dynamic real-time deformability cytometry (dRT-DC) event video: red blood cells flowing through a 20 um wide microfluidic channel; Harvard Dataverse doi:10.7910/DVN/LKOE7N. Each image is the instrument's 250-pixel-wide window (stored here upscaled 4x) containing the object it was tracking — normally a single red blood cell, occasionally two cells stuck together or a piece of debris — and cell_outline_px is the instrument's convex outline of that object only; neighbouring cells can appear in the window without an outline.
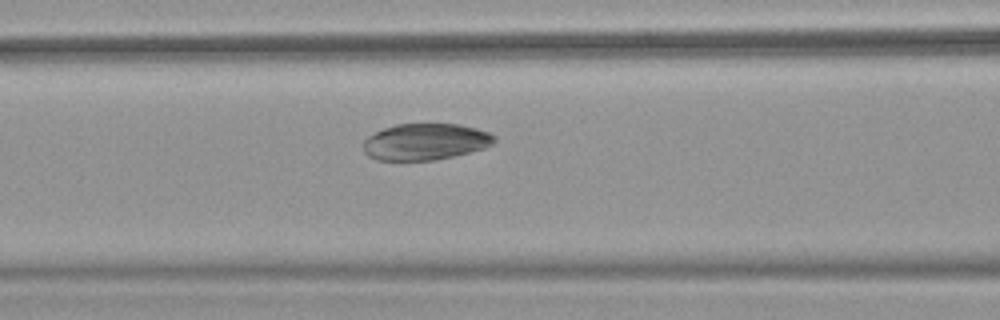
{"species": "common noctule bat (a hibernating species)", "species_latin": "Nyctalus noctula", "temperature_condition": "warm", "stored_images_in_passage": 34, "camera_frame_rate_fps": 3000, "um_per_image_px": 0.085, "animal": {"sex": "female", "body_mass_g": 18.4}, "frame": {"image": 1, "passage_image": 10, "time_ms": 3.0, "image_size_px": [1000, 320], "cell_outline_px": [[496, 140], [492, 144], [484, 148], [436, 160], [376, 160], [368, 156], [364, 152], [364, 140], [368, 136], [384, 128], [396, 124], [460, 124], [476, 128], [488, 132], [496, 136]], "centroid_in_image_um": [36.15, 12.05], "position_along_channel_um": 130.4, "area_um2": 27.8}}